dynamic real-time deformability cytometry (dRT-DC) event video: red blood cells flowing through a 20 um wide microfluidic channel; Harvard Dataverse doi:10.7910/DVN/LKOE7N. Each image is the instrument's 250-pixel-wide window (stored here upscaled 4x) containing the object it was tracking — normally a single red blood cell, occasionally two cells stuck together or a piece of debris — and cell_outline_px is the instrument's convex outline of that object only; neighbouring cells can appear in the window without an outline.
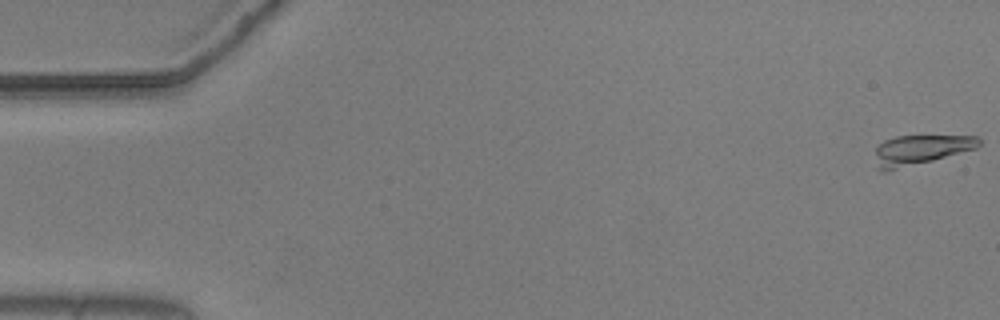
{"species": "common noctule bat (a hibernating species)", "species_latin": "Nyctalus noctula", "temperature_condition": "warm", "stored_images_in_passage": 56, "camera_frame_rate_fps": 3000, "um_per_image_px": 0.085, "animal": {"sex": "male", "body_mass_g": 20.5, "forearm_length_mm": 52.5}, "frame": {"image": 1, "passage_image": 1, "time_ms": 0.0, "image_size_px": [1000, 320], "cell_outline_px": [[980, 144], [976, 148], [932, 160], [884, 172], [876, 168], [876, 148], [884, 140], [896, 136], [976, 136], [980, 140]], "centroid_in_image_um": [78.19, 12.73], "position_along_channel_um": 6.8, "area_um2": 17.69}}
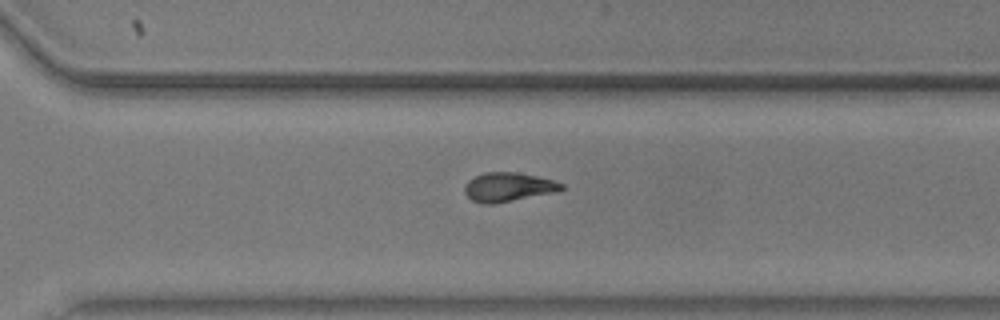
{"frame": {"image": 2, "passage_image": 39, "time_ms": 12.667, "image_size_px": [1000, 320], "cell_outline_px": [[564, 188], [552, 192], [492, 204], [484, 204], [472, 200], [464, 192], [464, 184], [468, 180], [484, 172], [516, 172], [536, 176], [552, 180], [564, 184]], "centroid_in_image_um": [43.14, 15.88], "position_along_channel_um": 327.5, "area_um2": 16.07}}
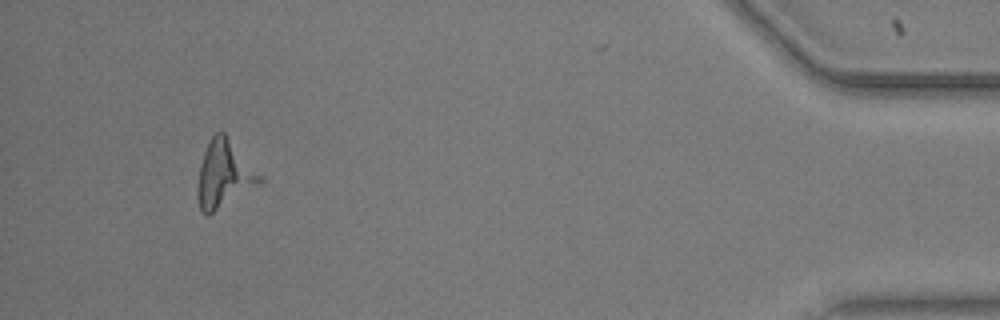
{"frame": {"image": 3, "passage_image": 52, "time_ms": 17.0, "image_size_px": [1000, 320], "cell_outline_px": [[264, 180], [260, 184], [208, 216], [200, 212], [200, 164], [204, 152], [212, 136], [216, 132], [224, 132]], "centroid_in_image_um": [19.07, 14.83], "position_along_channel_um": 416.1, "area_um2": 23.29}}